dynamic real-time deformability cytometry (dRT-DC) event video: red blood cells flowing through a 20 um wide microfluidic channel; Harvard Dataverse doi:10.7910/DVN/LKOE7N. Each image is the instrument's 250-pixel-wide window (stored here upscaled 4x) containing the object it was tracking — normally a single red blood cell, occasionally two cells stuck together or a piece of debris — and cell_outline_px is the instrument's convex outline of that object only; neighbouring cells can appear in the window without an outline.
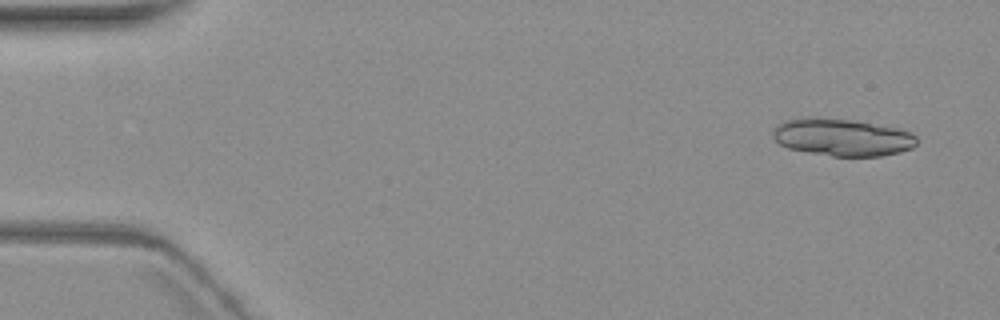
{"species": "common noctule bat (a hibernating species)", "species_latin": "Nyctalus noctula", "temperature_condition": "warm", "stored_images_in_passage": 6, "camera_frame_rate_fps": 3000, "um_per_image_px": 0.085, "animal": {"sex": "female", "body_mass_g": 19.3, "forearm_length_mm": 54.1}, "frame": {"image": 1, "passage_image": 1, "time_ms": 0.0, "image_size_px": [1000, 320], "cell_outline_px": [[916, 144], [912, 148], [900, 152], [880, 156], [832, 156], [808, 152], [788, 148], [780, 144], [772, 136], [772, 128], [776, 124], [784, 120], [808, 116], [812, 116], [852, 120], [896, 128], [912, 132], [916, 136]], "centroid_in_image_um": [71.54, 11.65], "position_along_channel_um": 13.5, "area_um2": 31.56}}